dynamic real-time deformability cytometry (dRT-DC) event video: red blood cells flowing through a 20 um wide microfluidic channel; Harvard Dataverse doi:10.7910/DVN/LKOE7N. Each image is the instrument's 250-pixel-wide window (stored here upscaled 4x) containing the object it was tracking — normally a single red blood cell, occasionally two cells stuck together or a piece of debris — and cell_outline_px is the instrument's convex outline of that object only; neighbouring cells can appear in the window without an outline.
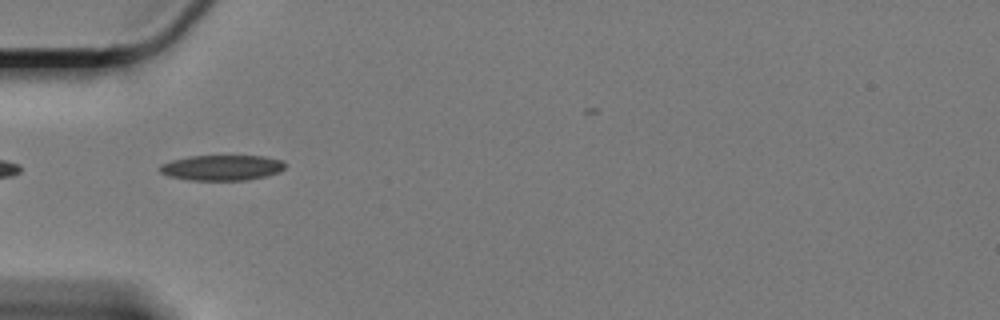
{"species": "Egyptian fruit bat (a non-hibernating species)", "species_latin": "Rousettus aegyptiacus", "temperature_condition": "cold", "stored_images_in_passage": 37, "camera_frame_rate_fps": 3000, "um_per_image_px": 0.085, "animal": {"sex": "female"}, "frame": {"image": 1, "passage_image": 1, "time_ms": 0.0, "image_size_px": [1000, 320], "cell_outline_px": [[284, 168], [280, 172], [264, 176], [244, 180], [188, 180], [168, 176], [160, 172], [160, 164], [172, 160], [188, 156], [264, 156], [284, 160]], "centroid_in_image_um": [18.85, 14.25], "position_along_channel_um": 66.2, "area_um2": 18.55}}
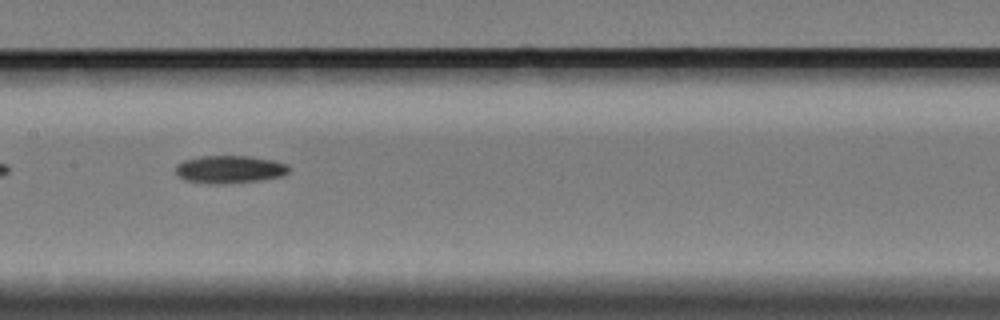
{"frame": {"image": 2, "passage_image": 12, "time_ms": 3.667, "image_size_px": [1000, 320], "cell_outline_px": [[288, 172], [284, 176], [260, 180], [224, 184], [208, 184], [184, 180], [176, 172], [176, 164], [184, 160], [200, 156], [248, 156], [272, 160], [288, 164]], "centroid_in_image_um": [19.51, 14.4], "position_along_channel_um": 187.9, "area_um2": 18.38}}
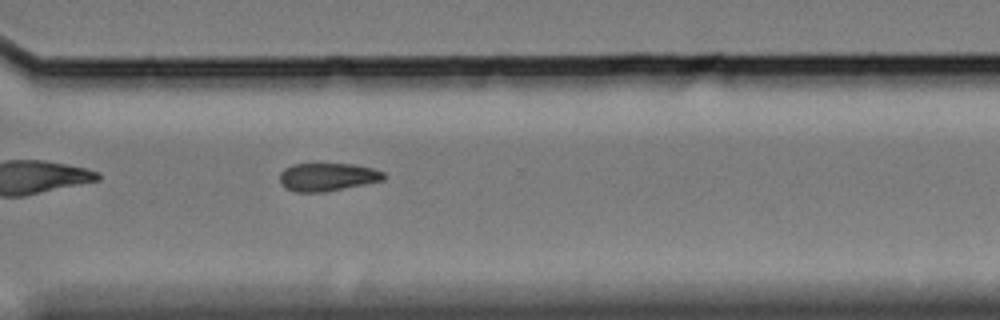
{"frame": {"image": 3, "passage_image": 26, "time_ms": 8.333, "image_size_px": [1000, 320], "cell_outline_px": [[384, 180], [324, 192], [296, 192], [284, 188], [280, 184], [280, 172], [284, 168], [292, 164], [352, 164], [372, 168], [384, 172]], "centroid_in_image_um": [27.79, 15.04], "position_along_channel_um": 342.8, "area_um2": 16.99}, "authors_computed_cell_mechanics": {"area_um2": 17.5134, "velocity_mm_per_s": 3.3266, "shape_relaxation_time_tau1_ms": 10.5178, "shape_relaxation_time_tau2_ms": null, "deformation_change_tau1": 0.1593, "deformation_change_tau2": null}}